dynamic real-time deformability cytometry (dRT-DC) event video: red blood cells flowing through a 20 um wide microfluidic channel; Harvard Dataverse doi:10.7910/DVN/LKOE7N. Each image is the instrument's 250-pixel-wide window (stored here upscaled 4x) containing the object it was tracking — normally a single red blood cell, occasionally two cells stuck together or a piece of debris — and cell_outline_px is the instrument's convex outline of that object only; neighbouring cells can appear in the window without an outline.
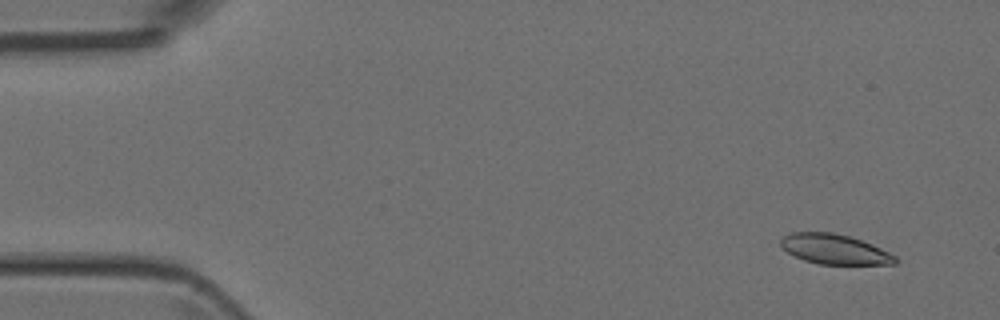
{"species": "Egyptian fruit bat (a non-hibernating species)", "species_latin": "Rousettus aegyptiacus", "temperature_condition": "room temperature", "stored_images_in_passage": 5, "camera_frame_rate_fps": 3000, "um_per_image_px": 0.085, "animal": {"sex": "female"}, "frame": {"image": 1, "passage_image": 1, "time_ms": 0.0, "image_size_px": [1000, 320], "cell_outline_px": [[900, 260], [896, 264], [820, 264], [804, 260], [788, 252], [780, 244], [780, 240], [784, 236], [792, 232], [832, 232], [848, 236], [872, 244], [896, 256]], "centroid_in_image_um": [70.96, 21.18], "position_along_channel_um": 14.0, "area_um2": 19.83}}
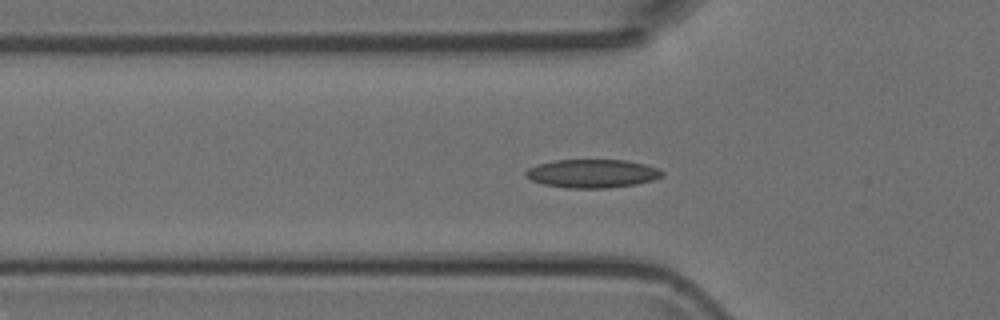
{"frame": {"image": 2, "passage_image": 5, "time_ms": 4.333, "image_size_px": [1000, 320], "cell_outline_px": [[664, 176], [652, 180], [636, 184], [608, 188], [568, 188], [544, 184], [532, 180], [524, 176], [524, 172], [528, 168], [536, 164], [556, 160], [628, 160], [660, 168], [664, 172]], "centroid_in_image_um": [50.35, 14.74], "position_along_channel_um": 75.4, "area_um2": 22.77}}